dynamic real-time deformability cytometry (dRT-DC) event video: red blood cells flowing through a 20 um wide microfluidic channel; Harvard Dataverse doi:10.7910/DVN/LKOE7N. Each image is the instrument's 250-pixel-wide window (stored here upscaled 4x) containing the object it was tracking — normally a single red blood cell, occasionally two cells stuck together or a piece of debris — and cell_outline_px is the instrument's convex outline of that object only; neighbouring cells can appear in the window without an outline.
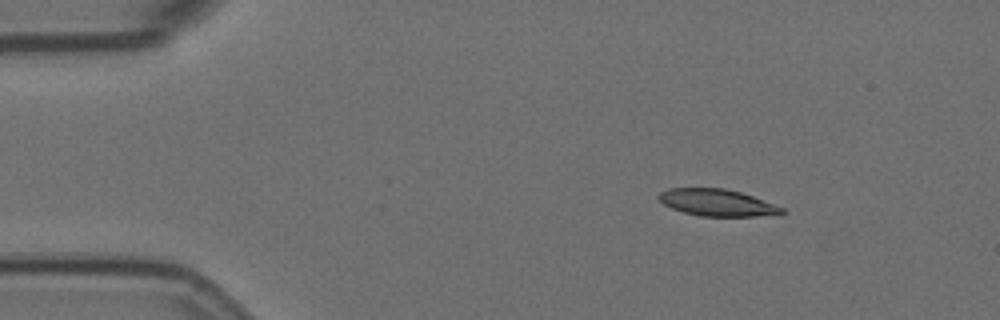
{"species": "Egyptian fruit bat (a non-hibernating species)", "species_latin": "Rousettus aegyptiacus", "temperature_condition": "room temperature", "stored_images_in_passage": 3, "camera_frame_rate_fps": 3000, "um_per_image_px": 0.085, "animal": {"sex": "female"}, "frame": {"image": 1, "passage_image": 1, "time_ms": 0.0, "image_size_px": [1000, 320], "cell_outline_px": [[788, 212], [780, 216], [700, 216], [684, 212], [672, 208], [664, 204], [656, 196], [660, 192], [668, 188], [724, 188], [740, 192], [752, 196], [784, 208]], "centroid_in_image_um": [61.01, 17.23], "position_along_channel_um": 24.0, "area_um2": 19.42}}